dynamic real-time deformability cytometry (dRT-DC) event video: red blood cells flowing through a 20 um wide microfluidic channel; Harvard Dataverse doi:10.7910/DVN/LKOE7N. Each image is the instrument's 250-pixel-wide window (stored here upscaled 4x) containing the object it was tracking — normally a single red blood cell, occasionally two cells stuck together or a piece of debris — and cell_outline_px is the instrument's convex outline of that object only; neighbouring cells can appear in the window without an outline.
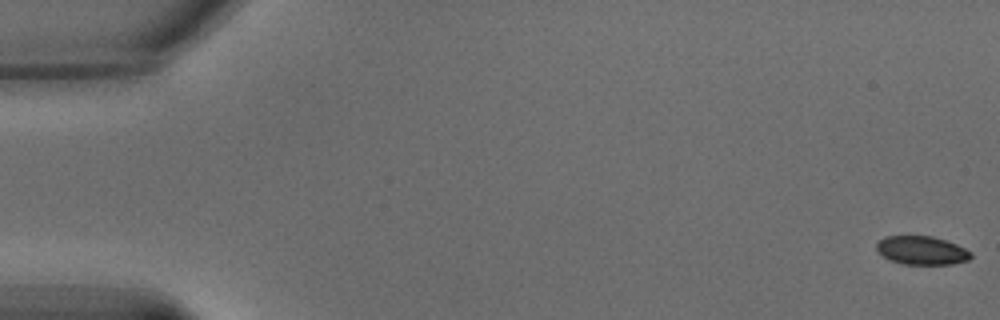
{"species": "common noctule bat (a hibernating species)", "species_latin": "Nyctalus noctula", "temperature_condition": "warm", "stored_images_in_passage": 64, "camera_frame_rate_fps": 3000, "um_per_image_px": 0.085, "animal": {"sex": "male", "body_mass_g": 15.6}, "frame": {"image": 1, "passage_image": 1, "time_ms": 0.0, "image_size_px": [1000, 320], "cell_outline_px": [[972, 256], [968, 260], [952, 264], [904, 264], [892, 260], [884, 256], [876, 248], [876, 244], [884, 236], [932, 236], [956, 244], [972, 252]], "centroid_in_image_um": [78.37, 21.28], "position_along_channel_um": 6.6, "area_um2": 15.49}}
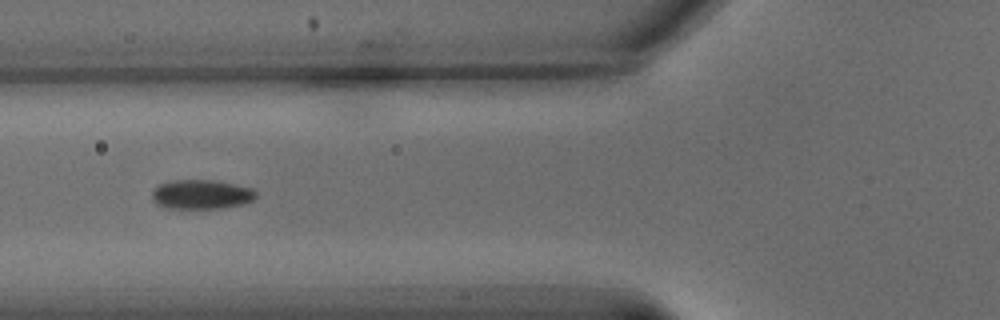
{"frame": {"image": 2, "passage_image": 25, "time_ms": 8.0, "image_size_px": [1000, 320], "cell_outline_px": [[256, 196], [252, 200], [244, 204], [220, 208], [164, 208], [156, 204], [152, 200], [152, 192], [156, 184], [172, 180], [212, 180], [252, 188], [256, 192]], "centroid_in_image_um": [17.05, 16.52], "position_along_channel_um": 108.7, "area_um2": 17.86}}
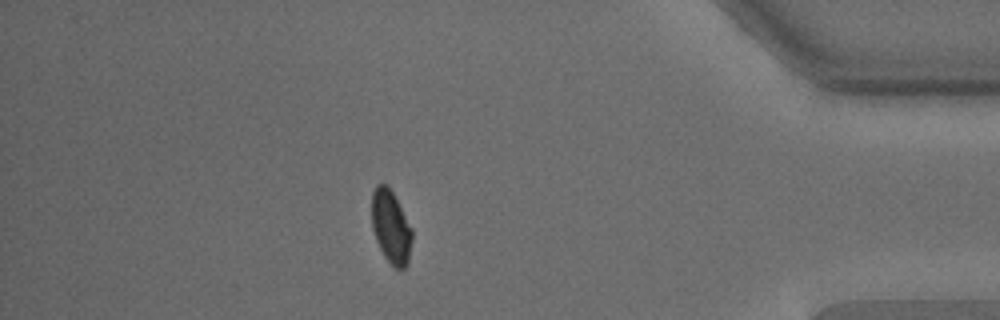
{"frame": {"image": 3, "passage_image": 56, "time_ms": 18.333, "image_size_px": [1000, 320], "cell_outline_px": [[412, 240], [408, 264], [400, 272], [384, 256], [376, 240], [372, 228], [372, 192], [376, 184], [388, 184], [412, 228]], "centroid_in_image_um": [33.23, 19.29], "position_along_channel_um": 402.0, "area_um2": 17.28}, "authors_computed_cell_mechanics": {"area_um2": 17.7446, "velocity_mm_per_s": 3.2104, "shape_relaxation_time_tau1_ms": 2.6119, "shape_relaxation_time_tau2_ms": 0.6682, "deformation_change_tau1": 0.0934, "deformation_change_tau2": 0.0495}}